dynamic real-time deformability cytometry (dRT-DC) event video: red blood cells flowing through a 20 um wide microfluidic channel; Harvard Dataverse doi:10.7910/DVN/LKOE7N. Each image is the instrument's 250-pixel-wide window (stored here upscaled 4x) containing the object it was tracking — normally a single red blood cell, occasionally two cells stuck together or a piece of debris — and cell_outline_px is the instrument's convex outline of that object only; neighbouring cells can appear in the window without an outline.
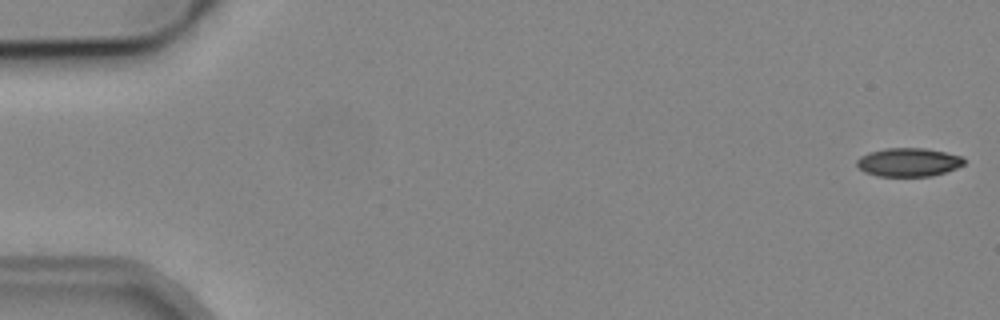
{"species": "common noctule bat (a hibernating species)", "species_latin": "Nyctalus noctula", "temperature_condition": "cold", "stored_images_in_passage": 3, "camera_frame_rate_fps": 3000, "um_per_image_px": 0.085, "animal": {"sex": "male", "body_mass_g": 19.2, "forearm_length_mm": 51.8}, "frame": {"image": 1, "passage_image": 1, "time_ms": 0.0, "image_size_px": [1000, 320], "cell_outline_px": [[964, 164], [956, 168], [932, 176], [880, 176], [864, 172], [856, 164], [856, 160], [860, 156], [868, 152], [884, 148], [924, 148], [944, 152], [960, 156], [964, 160]], "centroid_in_image_um": [77.18, 13.78], "position_along_channel_um": 7.8, "area_um2": 17.74}}